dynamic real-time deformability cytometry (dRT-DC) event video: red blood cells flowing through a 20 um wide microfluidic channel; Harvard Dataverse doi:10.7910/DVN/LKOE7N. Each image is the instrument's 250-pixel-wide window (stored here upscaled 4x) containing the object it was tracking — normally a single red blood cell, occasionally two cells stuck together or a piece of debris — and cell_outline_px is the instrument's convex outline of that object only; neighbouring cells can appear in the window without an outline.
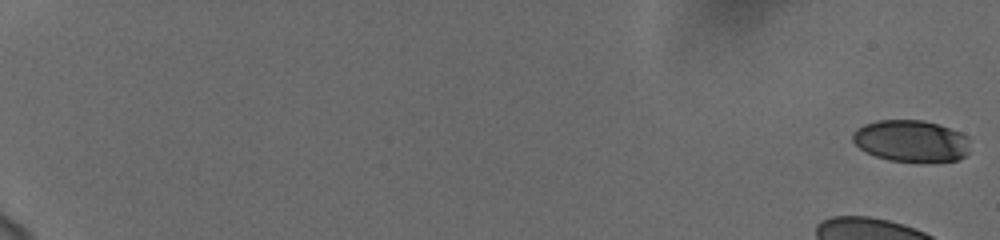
{"species": "human", "species_latin": "Homo sapiens", "temperature_condition": "cold", "stored_images_in_passage": 58, "camera_frame_rate_fps": 3000, "um_per_image_px": 0.085, "donor": {"sex": "female"}, "frame": {"image": 1, "passage_image": 1, "time_ms": 0.0, "image_size_px": [1000, 240], "cell_outline_px": [[968, 152], [960, 160], [932, 164], [920, 164], [888, 160], [876, 156], [860, 148], [852, 140], [852, 132], [856, 128], [864, 124], [876, 120], [924, 120], [960, 132], [968, 136]], "centroid_in_image_um": [77.46, 12.02], "position_along_channel_um": 7.5, "area_um2": 29.3}}